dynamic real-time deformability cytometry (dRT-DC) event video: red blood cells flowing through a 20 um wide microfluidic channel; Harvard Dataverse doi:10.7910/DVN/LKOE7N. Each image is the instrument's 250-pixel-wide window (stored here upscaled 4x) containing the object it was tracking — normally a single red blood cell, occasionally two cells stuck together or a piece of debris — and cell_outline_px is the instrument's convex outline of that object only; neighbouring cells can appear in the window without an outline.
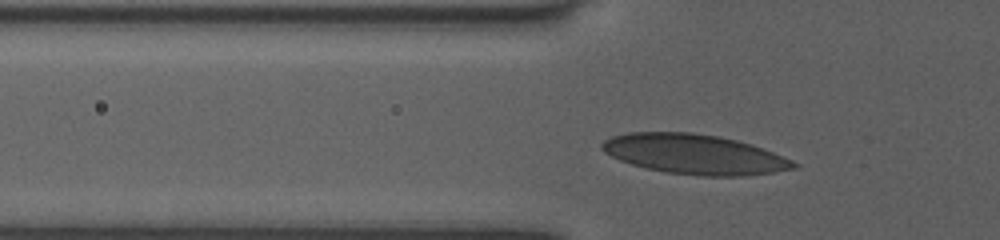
{"species": "human", "species_latin": "Homo sapiens", "temperature_condition": "room temperature", "stored_images_in_passage": 19, "camera_frame_rate_fps": 3000, "um_per_image_px": 0.085, "donor": {"sex": "female"}, "frame": {"image": 1, "passage_image": 6, "time_ms": 2.333, "image_size_px": [1000, 240], "cell_outline_px": [[800, 164], [796, 168], [776, 172], [740, 176], [696, 176], [668, 172], [648, 168], [632, 164], [620, 160], [604, 152], [600, 148], [600, 144], [604, 140], [612, 136], [628, 132], [692, 132], [720, 136], [752, 144], [764, 148], [792, 160]], "centroid_in_image_um": [59.05, 13.1], "position_along_channel_um": 66.8, "area_um2": 44.68}}
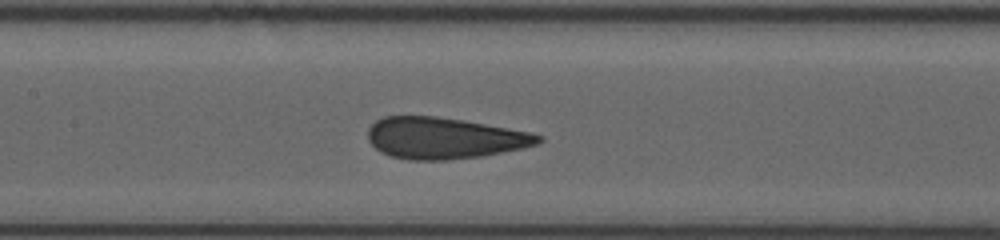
{"frame": {"image": 2, "passage_image": 13, "time_ms": 5.0, "image_size_px": [1000, 240], "cell_outline_px": [[544, 140], [536, 144], [520, 148], [480, 156], [448, 160], [408, 160], [392, 156], [380, 152], [368, 140], [368, 128], [376, 120], [384, 116], [436, 116], [464, 120], [508, 128], [528, 132], [544, 136]], "centroid_in_image_um": [37.72, 11.73], "position_along_channel_um": 169.7, "area_um2": 40.92}}
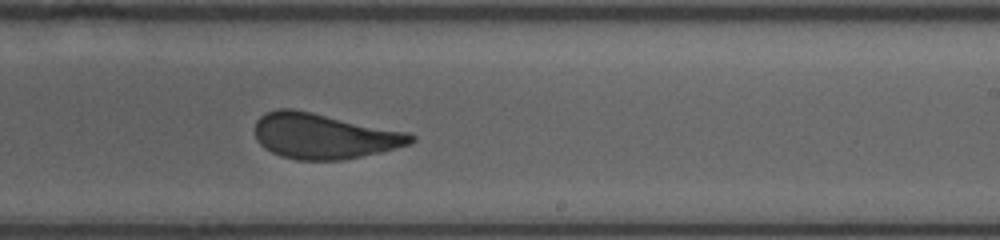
{"frame": {"image": 3, "passage_image": 19, "time_ms": 7.333, "image_size_px": [1000, 240], "cell_outline_px": [[416, 140], [412, 144], [380, 152], [344, 160], [296, 160], [280, 156], [264, 148], [256, 140], [256, 120], [260, 116], [268, 112], [280, 108], [292, 108], [312, 112], [408, 132], [416, 136]], "centroid_in_image_um": [27.55, 11.57], "position_along_channel_um": 261.5, "area_um2": 41.38}}